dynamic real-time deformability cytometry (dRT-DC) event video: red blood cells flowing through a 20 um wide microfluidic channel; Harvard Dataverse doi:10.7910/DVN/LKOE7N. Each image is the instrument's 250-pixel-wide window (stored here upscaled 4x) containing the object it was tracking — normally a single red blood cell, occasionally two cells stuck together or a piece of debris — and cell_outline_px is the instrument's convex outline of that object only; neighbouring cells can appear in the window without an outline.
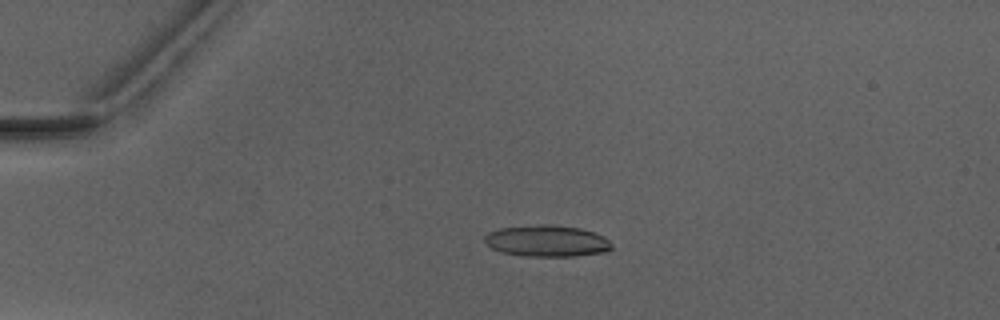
{"species": "Egyptian fruit bat (a non-hibernating species)", "species_latin": "Rousettus aegyptiacus", "temperature_condition": "warm", "stored_images_in_passage": 3, "camera_frame_rate_fps": 3000, "um_per_image_px": 0.085, "animal": {"sex": "male"}, "frame": {"image": 1, "passage_image": 2, "time_ms": 1.333, "image_size_px": [1000, 320], "cell_outline_px": [[612, 248], [604, 252], [572, 256], [524, 256], [500, 252], [492, 248], [484, 240], [484, 236], [488, 232], [500, 228], [536, 224], [556, 224], [580, 228], [596, 232], [604, 236], [612, 244]], "centroid_in_image_um": [46.49, 20.46], "position_along_channel_um": 38.5, "area_um2": 23.52}}